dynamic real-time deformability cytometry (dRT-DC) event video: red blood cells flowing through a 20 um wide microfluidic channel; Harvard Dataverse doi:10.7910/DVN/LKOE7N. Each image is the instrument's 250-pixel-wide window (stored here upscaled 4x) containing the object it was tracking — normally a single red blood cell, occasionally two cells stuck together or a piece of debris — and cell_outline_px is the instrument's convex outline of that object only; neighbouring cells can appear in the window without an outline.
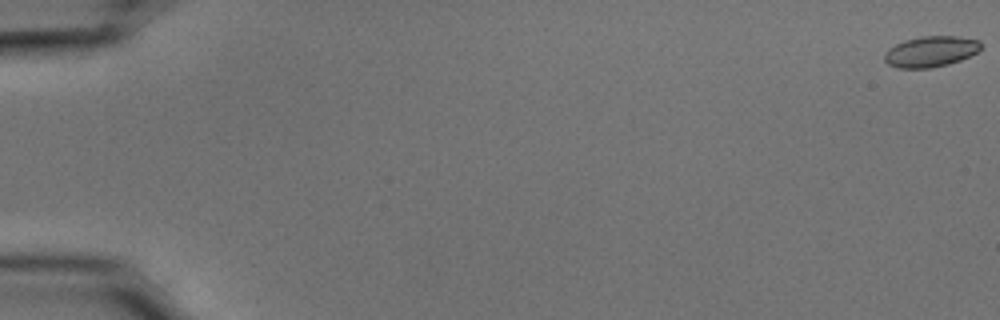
{"species": "common noctule bat (a hibernating species)", "species_latin": "Nyctalus noctula", "temperature_condition": "cold", "stored_images_in_passage": 17, "camera_frame_rate_fps": 3000, "um_per_image_px": 0.085, "animal": {"sex": "male", "body_mass_g": 15.6}, "frame": {"image": 1, "passage_image": 1, "time_ms": 0.0, "image_size_px": [1000, 320], "cell_outline_px": [[980, 48], [976, 52], [960, 60], [948, 64], [928, 68], [896, 68], [888, 64], [884, 60], [884, 52], [888, 48], [904, 40], [920, 36], [956, 36], [980, 40]], "centroid_in_image_um": [79.06, 4.37], "position_along_channel_um": 5.9, "area_um2": 17.28}}
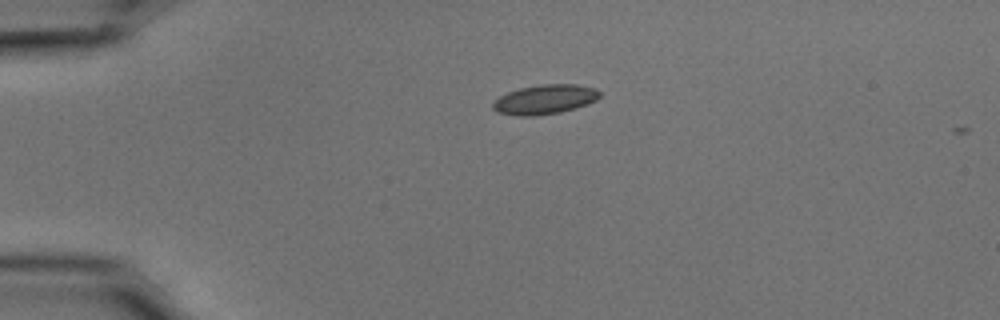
{"frame": {"image": 2, "passage_image": 14, "time_ms": 4.333, "image_size_px": [1000, 320], "cell_outline_px": [[600, 96], [596, 100], [588, 104], [560, 112], [536, 116], [520, 116], [496, 112], [492, 108], [492, 104], [500, 96], [508, 92], [520, 88], [540, 84], [576, 84], [596, 88], [600, 92]], "centroid_in_image_um": [46.32, 8.45], "position_along_channel_um": 38.7, "area_um2": 18.38}}